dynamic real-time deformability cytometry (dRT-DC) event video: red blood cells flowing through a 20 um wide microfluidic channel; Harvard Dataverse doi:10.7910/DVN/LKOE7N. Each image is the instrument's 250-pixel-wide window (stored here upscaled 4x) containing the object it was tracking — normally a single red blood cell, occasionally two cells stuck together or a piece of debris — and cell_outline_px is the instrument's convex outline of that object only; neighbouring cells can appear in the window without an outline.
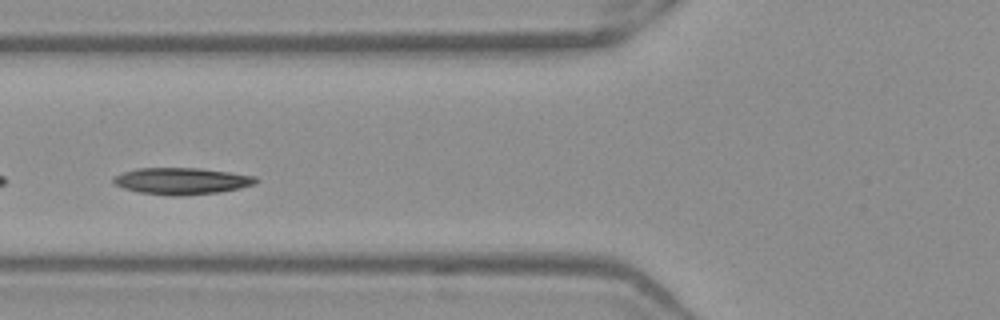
{"species": "Egyptian fruit bat (a non-hibernating species)", "species_latin": "Rousettus aegyptiacus", "temperature_condition": "warm", "stored_images_in_passage": 31, "camera_frame_rate_fps": 3000, "um_per_image_px": 0.085, "frame": {"image": 1, "passage_image": 14, "time_ms": 4.333, "image_size_px": [1000, 320], "cell_outline_px": [[260, 180], [256, 184], [240, 188], [220, 192], [180, 196], [168, 196], [140, 192], [124, 188], [116, 184], [112, 180], [112, 176], [136, 168], [200, 168], [232, 172], [256, 176]], "centroid_in_image_um": [15.49, 15.38], "position_along_channel_um": 110.3, "area_um2": 22.37}}